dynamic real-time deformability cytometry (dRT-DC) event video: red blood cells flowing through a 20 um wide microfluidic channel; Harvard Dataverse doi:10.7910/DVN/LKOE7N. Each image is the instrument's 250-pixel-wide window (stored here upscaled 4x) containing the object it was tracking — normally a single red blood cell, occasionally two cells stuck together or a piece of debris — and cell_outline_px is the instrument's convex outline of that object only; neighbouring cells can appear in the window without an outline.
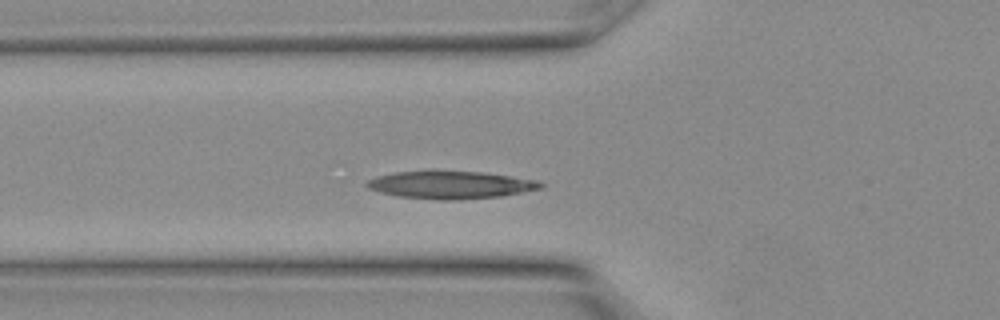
{"species": "Egyptian fruit bat (a non-hibernating species)", "species_latin": "Rousettus aegyptiacus", "temperature_condition": "warm", "stored_images_in_passage": 8, "camera_frame_rate_fps": 3000, "um_per_image_px": 0.085, "animal": {"sex": "female"}, "frame": {"image": 1, "passage_image": 4, "time_ms": 1.0, "image_size_px": [1000, 320], "cell_outline_px": [[544, 188], [500, 196], [460, 200], [440, 200], [400, 196], [380, 192], [368, 188], [364, 184], [368, 180], [376, 176], [392, 172], [428, 168], [436, 168], [480, 172], [512, 176], [536, 180], [544, 184]], "centroid_in_image_um": [38.24, 15.67], "position_along_channel_um": 87.6, "area_um2": 29.02}}
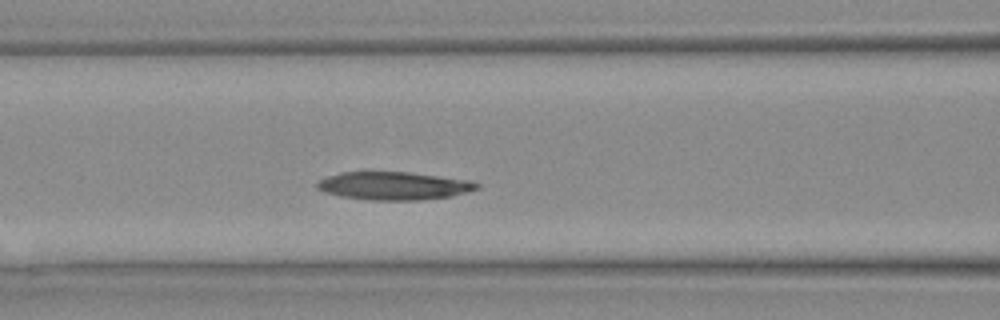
{"frame": {"image": 2, "passage_image": 6, "time_ms": 1.667, "image_size_px": [1000, 320], "cell_outline_px": [[480, 188], [452, 196], [420, 200], [372, 200], [344, 196], [324, 192], [316, 188], [316, 180], [340, 172], [408, 172], [468, 180], [480, 184]], "centroid_in_image_um": [33.45, 15.79], "position_along_channel_um": 133.1, "area_um2": 25.95}}